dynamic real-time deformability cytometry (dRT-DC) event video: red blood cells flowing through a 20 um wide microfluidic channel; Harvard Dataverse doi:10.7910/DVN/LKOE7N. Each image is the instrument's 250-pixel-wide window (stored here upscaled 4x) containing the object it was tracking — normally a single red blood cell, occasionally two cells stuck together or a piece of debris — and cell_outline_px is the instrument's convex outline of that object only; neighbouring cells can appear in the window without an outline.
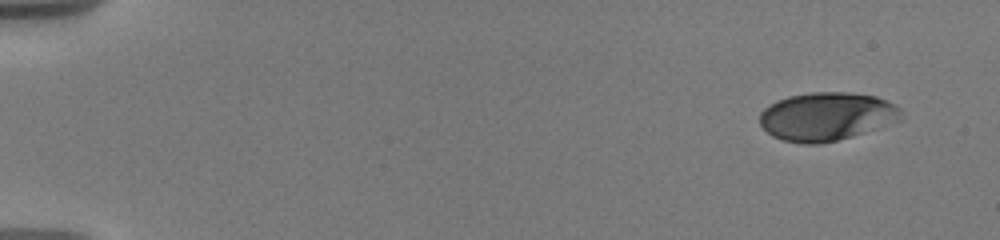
{"species": "human", "species_latin": "Homo sapiens", "temperature_condition": "warm", "stored_images_in_passage": 17, "camera_frame_rate_fps": 3000, "um_per_image_px": 0.085, "donor": {"sex": "male"}, "frame": {"image": 1, "passage_image": 1, "time_ms": 0.0, "image_size_px": [1000, 240], "cell_outline_px": [[900, 120], [852, 136], [820, 144], [800, 144], [784, 140], [772, 136], [760, 124], [760, 112], [764, 108], [788, 96], [812, 92], [852, 92], [876, 96], [896, 104], [900, 108]], "centroid_in_image_um": [70.26, 9.89], "position_along_channel_um": 14.7, "area_um2": 39.65}}
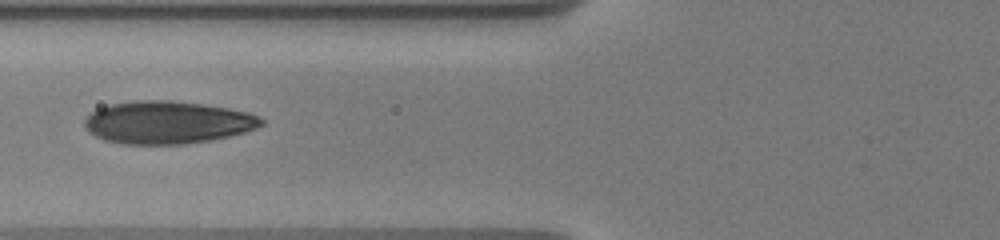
{"frame": {"image": 2, "passage_image": 15, "time_ms": 6.667, "image_size_px": [1000, 240], "cell_outline_px": [[264, 124], [256, 128], [244, 132], [212, 140], [184, 144], [124, 144], [104, 140], [88, 132], [84, 128], [84, 120], [96, 108], [112, 104], [132, 100], [172, 100], [204, 104], [228, 108], [248, 112], [260, 116], [264, 120]], "centroid_in_image_um": [14.23, 10.4], "position_along_channel_um": 111.6, "area_um2": 44.22}}
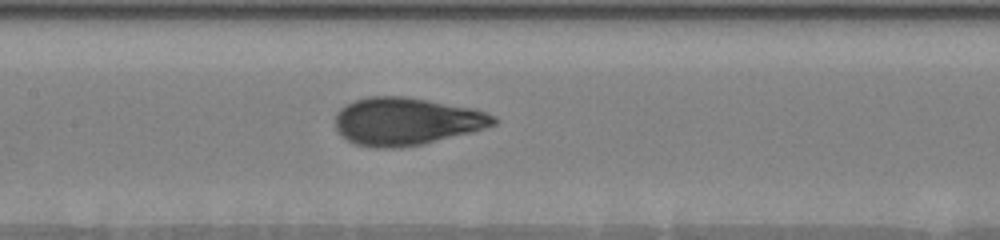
{"frame": {"image": 3, "passage_image": 17, "time_ms": 8.333, "image_size_px": [1000, 240], "cell_outline_px": [[496, 124], [484, 128], [424, 144], [400, 148], [376, 148], [356, 144], [340, 136], [336, 128], [336, 112], [344, 104], [368, 96], [404, 96], [472, 108], [484, 112], [492, 116], [496, 120]], "centroid_in_image_um": [34.47, 10.32], "position_along_channel_um": 172.9, "area_um2": 43.75}}